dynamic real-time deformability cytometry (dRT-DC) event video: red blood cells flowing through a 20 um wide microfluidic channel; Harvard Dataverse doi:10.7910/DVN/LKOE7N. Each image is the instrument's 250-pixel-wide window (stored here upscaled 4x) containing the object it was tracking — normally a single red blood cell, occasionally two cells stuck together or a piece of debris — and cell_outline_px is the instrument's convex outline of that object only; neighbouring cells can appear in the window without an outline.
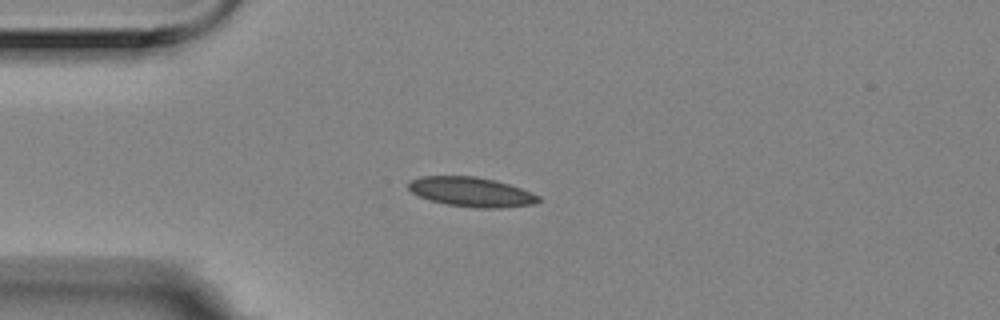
{"species": "Egyptian fruit bat (a non-hibernating species)", "species_latin": "Rousettus aegyptiacus", "temperature_condition": "room temperature", "stored_images_in_passage": 11, "camera_frame_rate_fps": 3000, "um_per_image_px": 0.085, "animal": {"sex": "female"}, "frame": {"image": 1, "passage_image": 1, "time_ms": 0.0, "image_size_px": [1000, 320], "cell_outline_px": [[544, 200], [536, 204], [500, 208], [476, 208], [448, 204], [416, 196], [408, 188], [408, 184], [412, 180], [420, 176], [476, 176], [496, 180], [532, 192], [540, 196]], "centroid_in_image_um": [40.11, 16.32], "position_along_channel_um": 44.9, "area_um2": 22.54}}
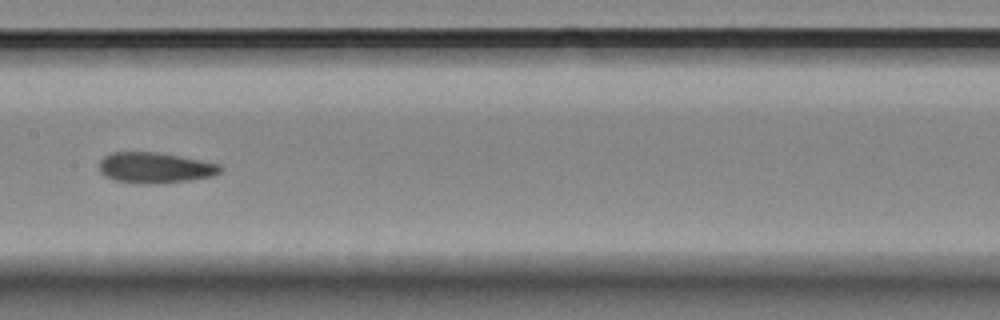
{"frame": {"image": 2, "passage_image": 5, "time_ms": 1.333, "image_size_px": [1000, 320], "cell_outline_px": [[220, 172], [212, 176], [192, 180], [152, 184], [136, 184], [116, 180], [100, 172], [100, 160], [104, 156], [112, 152], [156, 152], [180, 156], [220, 164]], "centroid_in_image_um": [13.17, 14.26], "position_along_channel_um": 194.2, "area_um2": 21.56}}
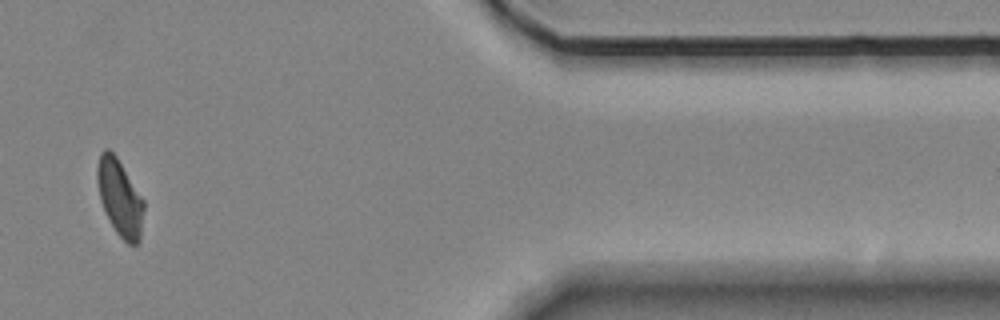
{"frame": {"image": 3, "passage_image": 10, "time_ms": 3.0, "image_size_px": [1000, 320], "cell_outline_px": [[144, 208], [140, 240], [136, 244], [128, 244], [116, 232], [100, 200], [96, 180], [96, 168], [100, 152], [104, 148], [108, 148], [116, 156], [144, 200]], "centroid_in_image_um": [10.17, 16.77], "position_along_channel_um": 401.2, "area_um2": 20.63}}